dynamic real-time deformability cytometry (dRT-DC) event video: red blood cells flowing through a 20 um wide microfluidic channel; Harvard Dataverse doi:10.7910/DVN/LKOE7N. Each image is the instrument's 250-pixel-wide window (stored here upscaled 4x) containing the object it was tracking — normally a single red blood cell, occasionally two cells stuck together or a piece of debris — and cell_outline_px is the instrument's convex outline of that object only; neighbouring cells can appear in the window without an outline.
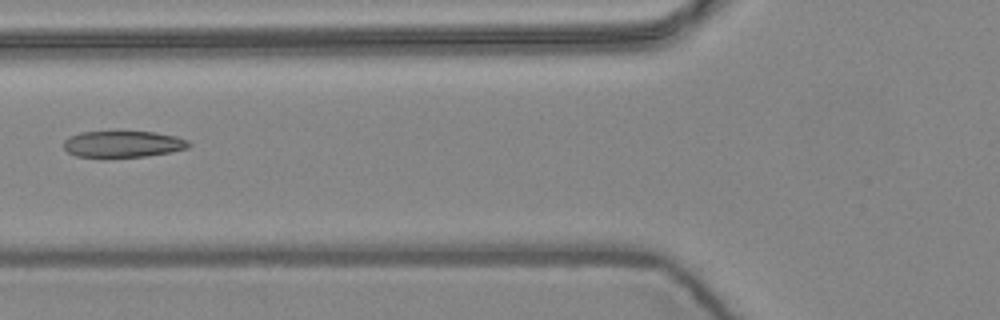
{"species": "common noctule bat (a hibernating species)", "species_latin": "Nyctalus noctula", "temperature_condition": "warm", "stored_images_in_passage": 2, "camera_frame_rate_fps": 3000, "um_per_image_px": 0.085, "animal": {"sex": "female", "body_mass_g": 24.6, "forearm_length_mm": 56.2}, "frame": {"image": 1, "passage_image": 2, "time_ms": 0.333, "image_size_px": [1000, 320], "cell_outline_px": [[192, 144], [188, 148], [168, 152], [144, 156], [104, 160], [76, 156], [68, 152], [64, 148], [64, 140], [68, 136], [80, 132], [152, 132], [176, 136], [188, 140]], "centroid_in_image_um": [10.39, 12.29], "position_along_channel_um": 115.4, "area_um2": 19.88}}